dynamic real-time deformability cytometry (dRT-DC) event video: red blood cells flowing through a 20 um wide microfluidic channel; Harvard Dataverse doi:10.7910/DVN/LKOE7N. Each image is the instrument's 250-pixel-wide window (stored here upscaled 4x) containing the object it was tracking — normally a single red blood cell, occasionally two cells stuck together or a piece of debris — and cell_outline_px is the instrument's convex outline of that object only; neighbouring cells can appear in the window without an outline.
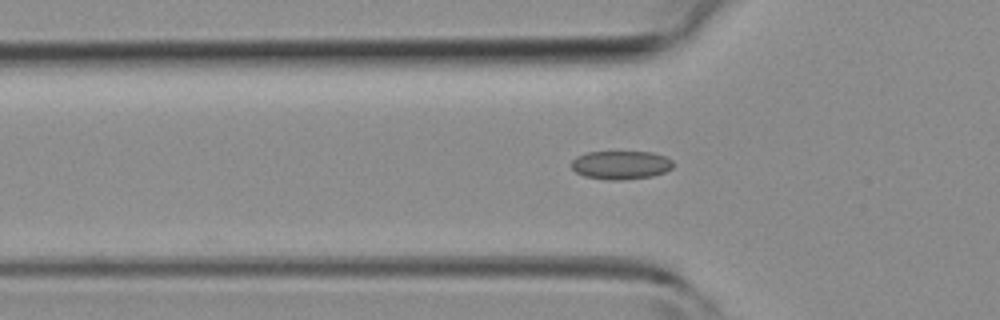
{"species": "common noctule bat (a hibernating species)", "species_latin": "Nyctalus noctula", "temperature_condition": "room temperature", "stored_images_in_passage": 5, "camera_frame_rate_fps": 3000, "um_per_image_px": 0.085, "animal": {"sex": "female", "body_mass_g": 19.3, "forearm_length_mm": 54.1}, "frame": {"image": 1, "passage_image": 4, "time_ms": 3.667, "image_size_px": [1000, 320], "cell_outline_px": [[672, 168], [664, 172], [652, 176], [620, 180], [608, 180], [584, 176], [576, 172], [572, 168], [572, 160], [576, 156], [588, 152], [652, 152], [664, 156], [672, 160]], "centroid_in_image_um": [52.75, 14.02], "position_along_channel_um": 73.0, "area_um2": 16.82}}